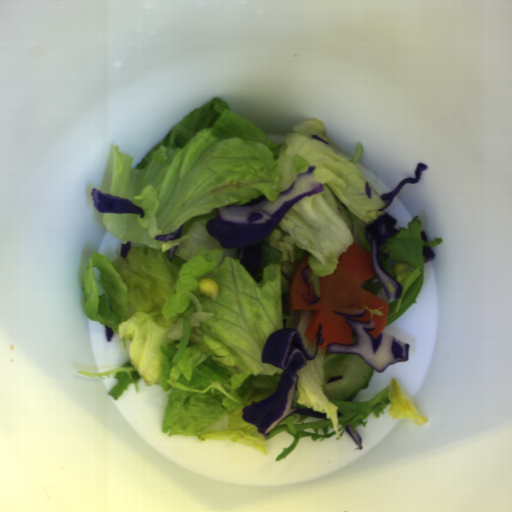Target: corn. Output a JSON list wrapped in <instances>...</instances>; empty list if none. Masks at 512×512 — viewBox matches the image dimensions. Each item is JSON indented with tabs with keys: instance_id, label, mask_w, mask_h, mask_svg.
Returning <instances> with one entry per match:
<instances>
[{
	"instance_id": "corn-1",
	"label": "corn",
	"mask_w": 512,
	"mask_h": 512,
	"mask_svg": "<svg viewBox=\"0 0 512 512\" xmlns=\"http://www.w3.org/2000/svg\"><path fill=\"white\" fill-rule=\"evenodd\" d=\"M198 287L204 295L216 300L218 295V285L214 279L210 277H202L198 281Z\"/></svg>"
},
{
	"instance_id": "corn-2",
	"label": "corn",
	"mask_w": 512,
	"mask_h": 512,
	"mask_svg": "<svg viewBox=\"0 0 512 512\" xmlns=\"http://www.w3.org/2000/svg\"><path fill=\"white\" fill-rule=\"evenodd\" d=\"M408 268H409V264H406V263L397 262V263H394V265H393V270H394L396 277L405 275Z\"/></svg>"
}]
</instances>
